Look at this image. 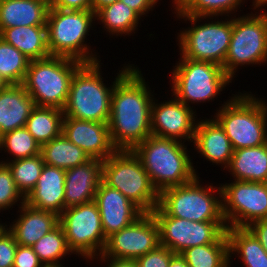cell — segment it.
Here are the masks:
<instances>
[{"label":"cell","mask_w":267,"mask_h":267,"mask_svg":"<svg viewBox=\"0 0 267 267\" xmlns=\"http://www.w3.org/2000/svg\"><path fill=\"white\" fill-rule=\"evenodd\" d=\"M44 267H65V266H44Z\"/></svg>","instance_id":"obj_50"},{"label":"cell","mask_w":267,"mask_h":267,"mask_svg":"<svg viewBox=\"0 0 267 267\" xmlns=\"http://www.w3.org/2000/svg\"><path fill=\"white\" fill-rule=\"evenodd\" d=\"M180 255L189 267H230L229 243H211L187 248Z\"/></svg>","instance_id":"obj_33"},{"label":"cell","mask_w":267,"mask_h":267,"mask_svg":"<svg viewBox=\"0 0 267 267\" xmlns=\"http://www.w3.org/2000/svg\"><path fill=\"white\" fill-rule=\"evenodd\" d=\"M100 61L83 63L73 74L68 99L63 108L64 117L108 123L111 114V96L115 83L133 66L127 64L116 73L107 87L101 76ZM103 80V81H102Z\"/></svg>","instance_id":"obj_3"},{"label":"cell","mask_w":267,"mask_h":267,"mask_svg":"<svg viewBox=\"0 0 267 267\" xmlns=\"http://www.w3.org/2000/svg\"><path fill=\"white\" fill-rule=\"evenodd\" d=\"M102 181L119 190L144 213H151L158 206L159 193L133 150H116L105 159Z\"/></svg>","instance_id":"obj_7"},{"label":"cell","mask_w":267,"mask_h":267,"mask_svg":"<svg viewBox=\"0 0 267 267\" xmlns=\"http://www.w3.org/2000/svg\"><path fill=\"white\" fill-rule=\"evenodd\" d=\"M0 150H6L10 156H13V158H10V161H13L39 155L41 145L34 139L33 135L23 127L0 136Z\"/></svg>","instance_id":"obj_36"},{"label":"cell","mask_w":267,"mask_h":267,"mask_svg":"<svg viewBox=\"0 0 267 267\" xmlns=\"http://www.w3.org/2000/svg\"><path fill=\"white\" fill-rule=\"evenodd\" d=\"M34 107V100L22 84H9L0 91V136L25 127Z\"/></svg>","instance_id":"obj_23"},{"label":"cell","mask_w":267,"mask_h":267,"mask_svg":"<svg viewBox=\"0 0 267 267\" xmlns=\"http://www.w3.org/2000/svg\"><path fill=\"white\" fill-rule=\"evenodd\" d=\"M175 253L159 245L152 251L136 259L138 267H168Z\"/></svg>","instance_id":"obj_39"},{"label":"cell","mask_w":267,"mask_h":267,"mask_svg":"<svg viewBox=\"0 0 267 267\" xmlns=\"http://www.w3.org/2000/svg\"><path fill=\"white\" fill-rule=\"evenodd\" d=\"M24 203L25 197L18 190L10 168L7 164L0 162V213L11 207L14 208L15 204L19 208Z\"/></svg>","instance_id":"obj_37"},{"label":"cell","mask_w":267,"mask_h":267,"mask_svg":"<svg viewBox=\"0 0 267 267\" xmlns=\"http://www.w3.org/2000/svg\"><path fill=\"white\" fill-rule=\"evenodd\" d=\"M82 64L74 59L52 55L31 60L22 85L35 106L63 110L73 74Z\"/></svg>","instance_id":"obj_6"},{"label":"cell","mask_w":267,"mask_h":267,"mask_svg":"<svg viewBox=\"0 0 267 267\" xmlns=\"http://www.w3.org/2000/svg\"><path fill=\"white\" fill-rule=\"evenodd\" d=\"M30 60L14 46L0 38V76L9 84H22Z\"/></svg>","instance_id":"obj_35"},{"label":"cell","mask_w":267,"mask_h":267,"mask_svg":"<svg viewBox=\"0 0 267 267\" xmlns=\"http://www.w3.org/2000/svg\"><path fill=\"white\" fill-rule=\"evenodd\" d=\"M173 68L170 76L171 96L189 107L191 103L214 101L232 83L223 67L212 62L181 57Z\"/></svg>","instance_id":"obj_9"},{"label":"cell","mask_w":267,"mask_h":267,"mask_svg":"<svg viewBox=\"0 0 267 267\" xmlns=\"http://www.w3.org/2000/svg\"><path fill=\"white\" fill-rule=\"evenodd\" d=\"M187 22L191 28L180 30L178 34V46L180 57L197 61H208L223 66L232 36V19L230 17L219 20L217 17H199L189 15H177ZM215 19L208 23H199L202 19ZM230 18V19H229ZM198 22V26L196 23ZM201 24V25H199ZM193 25V26H192Z\"/></svg>","instance_id":"obj_10"},{"label":"cell","mask_w":267,"mask_h":267,"mask_svg":"<svg viewBox=\"0 0 267 267\" xmlns=\"http://www.w3.org/2000/svg\"><path fill=\"white\" fill-rule=\"evenodd\" d=\"M252 1H253L252 7H254V8H251V9H253L254 12L256 9L261 12L262 7L265 6V8H266V6H267V0H252Z\"/></svg>","instance_id":"obj_47"},{"label":"cell","mask_w":267,"mask_h":267,"mask_svg":"<svg viewBox=\"0 0 267 267\" xmlns=\"http://www.w3.org/2000/svg\"><path fill=\"white\" fill-rule=\"evenodd\" d=\"M168 267H189V266L180 254L175 253L172 256Z\"/></svg>","instance_id":"obj_45"},{"label":"cell","mask_w":267,"mask_h":267,"mask_svg":"<svg viewBox=\"0 0 267 267\" xmlns=\"http://www.w3.org/2000/svg\"><path fill=\"white\" fill-rule=\"evenodd\" d=\"M250 93L232 94L213 116L234 150L267 144V102Z\"/></svg>","instance_id":"obj_4"},{"label":"cell","mask_w":267,"mask_h":267,"mask_svg":"<svg viewBox=\"0 0 267 267\" xmlns=\"http://www.w3.org/2000/svg\"><path fill=\"white\" fill-rule=\"evenodd\" d=\"M153 98L151 106V133L154 136L193 142L198 119L196 111L175 96L160 103ZM197 119V120H196Z\"/></svg>","instance_id":"obj_16"},{"label":"cell","mask_w":267,"mask_h":267,"mask_svg":"<svg viewBox=\"0 0 267 267\" xmlns=\"http://www.w3.org/2000/svg\"><path fill=\"white\" fill-rule=\"evenodd\" d=\"M92 10H61L49 7L47 14V43L52 56H61L81 63L98 62L96 52L87 45L92 24L95 23ZM85 42V43H84ZM95 54H93V53Z\"/></svg>","instance_id":"obj_5"},{"label":"cell","mask_w":267,"mask_h":267,"mask_svg":"<svg viewBox=\"0 0 267 267\" xmlns=\"http://www.w3.org/2000/svg\"><path fill=\"white\" fill-rule=\"evenodd\" d=\"M17 246L14 235L2 223L0 225V267H13Z\"/></svg>","instance_id":"obj_38"},{"label":"cell","mask_w":267,"mask_h":267,"mask_svg":"<svg viewBox=\"0 0 267 267\" xmlns=\"http://www.w3.org/2000/svg\"><path fill=\"white\" fill-rule=\"evenodd\" d=\"M40 154L46 165L68 170L85 163L90 158L63 134L41 145Z\"/></svg>","instance_id":"obj_29"},{"label":"cell","mask_w":267,"mask_h":267,"mask_svg":"<svg viewBox=\"0 0 267 267\" xmlns=\"http://www.w3.org/2000/svg\"><path fill=\"white\" fill-rule=\"evenodd\" d=\"M133 151L140 158L158 193L189 183L198 174L189 156L190 151L183 142L150 135Z\"/></svg>","instance_id":"obj_2"},{"label":"cell","mask_w":267,"mask_h":267,"mask_svg":"<svg viewBox=\"0 0 267 267\" xmlns=\"http://www.w3.org/2000/svg\"><path fill=\"white\" fill-rule=\"evenodd\" d=\"M69 249L87 262L101 255L105 248L99 209L94 201L68 207L59 215Z\"/></svg>","instance_id":"obj_13"},{"label":"cell","mask_w":267,"mask_h":267,"mask_svg":"<svg viewBox=\"0 0 267 267\" xmlns=\"http://www.w3.org/2000/svg\"><path fill=\"white\" fill-rule=\"evenodd\" d=\"M20 214L11 225L4 224L14 235L18 245L32 246L59 224L55 212L38 210L26 203L19 207Z\"/></svg>","instance_id":"obj_22"},{"label":"cell","mask_w":267,"mask_h":267,"mask_svg":"<svg viewBox=\"0 0 267 267\" xmlns=\"http://www.w3.org/2000/svg\"><path fill=\"white\" fill-rule=\"evenodd\" d=\"M159 226L160 245L180 254L190 247L229 243L225 221L196 222L168 216L159 206L152 212Z\"/></svg>","instance_id":"obj_12"},{"label":"cell","mask_w":267,"mask_h":267,"mask_svg":"<svg viewBox=\"0 0 267 267\" xmlns=\"http://www.w3.org/2000/svg\"><path fill=\"white\" fill-rule=\"evenodd\" d=\"M220 186L222 212L228 228L248 227L267 218V183L234 180Z\"/></svg>","instance_id":"obj_14"},{"label":"cell","mask_w":267,"mask_h":267,"mask_svg":"<svg viewBox=\"0 0 267 267\" xmlns=\"http://www.w3.org/2000/svg\"><path fill=\"white\" fill-rule=\"evenodd\" d=\"M94 202L96 203L104 232L107 239L112 234L131 225L144 212L125 197L119 190L100 182Z\"/></svg>","instance_id":"obj_17"},{"label":"cell","mask_w":267,"mask_h":267,"mask_svg":"<svg viewBox=\"0 0 267 267\" xmlns=\"http://www.w3.org/2000/svg\"><path fill=\"white\" fill-rule=\"evenodd\" d=\"M0 38L18 49L30 61L50 56L46 26L5 28L0 32Z\"/></svg>","instance_id":"obj_26"},{"label":"cell","mask_w":267,"mask_h":267,"mask_svg":"<svg viewBox=\"0 0 267 267\" xmlns=\"http://www.w3.org/2000/svg\"><path fill=\"white\" fill-rule=\"evenodd\" d=\"M65 172L64 169L44 164L36 186L25 198V203L59 216L65 209Z\"/></svg>","instance_id":"obj_20"},{"label":"cell","mask_w":267,"mask_h":267,"mask_svg":"<svg viewBox=\"0 0 267 267\" xmlns=\"http://www.w3.org/2000/svg\"><path fill=\"white\" fill-rule=\"evenodd\" d=\"M142 71L133 66L115 83L108 122L110 138L117 150H133L151 133L153 92Z\"/></svg>","instance_id":"obj_1"},{"label":"cell","mask_w":267,"mask_h":267,"mask_svg":"<svg viewBox=\"0 0 267 267\" xmlns=\"http://www.w3.org/2000/svg\"><path fill=\"white\" fill-rule=\"evenodd\" d=\"M116 1L119 0H92L91 4H92V11L94 13H96L98 10L102 9L103 7L113 4Z\"/></svg>","instance_id":"obj_46"},{"label":"cell","mask_w":267,"mask_h":267,"mask_svg":"<svg viewBox=\"0 0 267 267\" xmlns=\"http://www.w3.org/2000/svg\"><path fill=\"white\" fill-rule=\"evenodd\" d=\"M246 0H172L176 15L219 17L234 14ZM236 11V12H235Z\"/></svg>","instance_id":"obj_31"},{"label":"cell","mask_w":267,"mask_h":267,"mask_svg":"<svg viewBox=\"0 0 267 267\" xmlns=\"http://www.w3.org/2000/svg\"><path fill=\"white\" fill-rule=\"evenodd\" d=\"M262 12L230 16L232 36L222 67L232 80L239 66L267 63V12Z\"/></svg>","instance_id":"obj_11"},{"label":"cell","mask_w":267,"mask_h":267,"mask_svg":"<svg viewBox=\"0 0 267 267\" xmlns=\"http://www.w3.org/2000/svg\"><path fill=\"white\" fill-rule=\"evenodd\" d=\"M8 165L20 193L26 198L34 189L44 166L42 155L13 161L1 160Z\"/></svg>","instance_id":"obj_34"},{"label":"cell","mask_w":267,"mask_h":267,"mask_svg":"<svg viewBox=\"0 0 267 267\" xmlns=\"http://www.w3.org/2000/svg\"><path fill=\"white\" fill-rule=\"evenodd\" d=\"M159 245L158 223L152 213H144L131 225L108 237L101 255L136 260Z\"/></svg>","instance_id":"obj_15"},{"label":"cell","mask_w":267,"mask_h":267,"mask_svg":"<svg viewBox=\"0 0 267 267\" xmlns=\"http://www.w3.org/2000/svg\"><path fill=\"white\" fill-rule=\"evenodd\" d=\"M141 17L123 2L116 1L95 13V20L104 25L102 28L111 36H127L138 30ZM106 28V29H105ZM132 33V34H131ZM125 34V35H124Z\"/></svg>","instance_id":"obj_28"},{"label":"cell","mask_w":267,"mask_h":267,"mask_svg":"<svg viewBox=\"0 0 267 267\" xmlns=\"http://www.w3.org/2000/svg\"><path fill=\"white\" fill-rule=\"evenodd\" d=\"M98 257H95L92 260L94 261L95 259H100L99 261H101L102 263L107 262L106 267H138L137 262L134 259L111 258L103 257L102 255H99Z\"/></svg>","instance_id":"obj_44"},{"label":"cell","mask_w":267,"mask_h":267,"mask_svg":"<svg viewBox=\"0 0 267 267\" xmlns=\"http://www.w3.org/2000/svg\"><path fill=\"white\" fill-rule=\"evenodd\" d=\"M62 134L89 158L104 161L117 150L111 141L108 123L64 117Z\"/></svg>","instance_id":"obj_18"},{"label":"cell","mask_w":267,"mask_h":267,"mask_svg":"<svg viewBox=\"0 0 267 267\" xmlns=\"http://www.w3.org/2000/svg\"><path fill=\"white\" fill-rule=\"evenodd\" d=\"M247 228L255 235L267 252V218L254 221Z\"/></svg>","instance_id":"obj_43"},{"label":"cell","mask_w":267,"mask_h":267,"mask_svg":"<svg viewBox=\"0 0 267 267\" xmlns=\"http://www.w3.org/2000/svg\"><path fill=\"white\" fill-rule=\"evenodd\" d=\"M132 10H134L140 17L148 14L149 11H153V7L159 0H120Z\"/></svg>","instance_id":"obj_42"},{"label":"cell","mask_w":267,"mask_h":267,"mask_svg":"<svg viewBox=\"0 0 267 267\" xmlns=\"http://www.w3.org/2000/svg\"><path fill=\"white\" fill-rule=\"evenodd\" d=\"M225 170L233 180L267 183V144L234 150Z\"/></svg>","instance_id":"obj_25"},{"label":"cell","mask_w":267,"mask_h":267,"mask_svg":"<svg viewBox=\"0 0 267 267\" xmlns=\"http://www.w3.org/2000/svg\"><path fill=\"white\" fill-rule=\"evenodd\" d=\"M92 0H55L50 7L61 10H92Z\"/></svg>","instance_id":"obj_41"},{"label":"cell","mask_w":267,"mask_h":267,"mask_svg":"<svg viewBox=\"0 0 267 267\" xmlns=\"http://www.w3.org/2000/svg\"><path fill=\"white\" fill-rule=\"evenodd\" d=\"M229 259L238 255L245 267H267V252L247 227L227 228Z\"/></svg>","instance_id":"obj_27"},{"label":"cell","mask_w":267,"mask_h":267,"mask_svg":"<svg viewBox=\"0 0 267 267\" xmlns=\"http://www.w3.org/2000/svg\"><path fill=\"white\" fill-rule=\"evenodd\" d=\"M32 248L44 266H63L62 259L73 254L60 224L40 238Z\"/></svg>","instance_id":"obj_32"},{"label":"cell","mask_w":267,"mask_h":267,"mask_svg":"<svg viewBox=\"0 0 267 267\" xmlns=\"http://www.w3.org/2000/svg\"><path fill=\"white\" fill-rule=\"evenodd\" d=\"M64 113L54 107L35 106L26 121L25 128L43 145L62 134Z\"/></svg>","instance_id":"obj_30"},{"label":"cell","mask_w":267,"mask_h":267,"mask_svg":"<svg viewBox=\"0 0 267 267\" xmlns=\"http://www.w3.org/2000/svg\"><path fill=\"white\" fill-rule=\"evenodd\" d=\"M13 267H44L32 246L18 245Z\"/></svg>","instance_id":"obj_40"},{"label":"cell","mask_w":267,"mask_h":267,"mask_svg":"<svg viewBox=\"0 0 267 267\" xmlns=\"http://www.w3.org/2000/svg\"><path fill=\"white\" fill-rule=\"evenodd\" d=\"M103 161L90 158L65 172V209L94 201L102 181Z\"/></svg>","instance_id":"obj_19"},{"label":"cell","mask_w":267,"mask_h":267,"mask_svg":"<svg viewBox=\"0 0 267 267\" xmlns=\"http://www.w3.org/2000/svg\"><path fill=\"white\" fill-rule=\"evenodd\" d=\"M199 178L197 175L189 183L162 190L158 206L172 217L196 222L225 221L221 186H204Z\"/></svg>","instance_id":"obj_8"},{"label":"cell","mask_w":267,"mask_h":267,"mask_svg":"<svg viewBox=\"0 0 267 267\" xmlns=\"http://www.w3.org/2000/svg\"><path fill=\"white\" fill-rule=\"evenodd\" d=\"M193 147L207 161L226 169L234 153L233 146L224 129L214 119L198 120L193 140Z\"/></svg>","instance_id":"obj_21"},{"label":"cell","mask_w":267,"mask_h":267,"mask_svg":"<svg viewBox=\"0 0 267 267\" xmlns=\"http://www.w3.org/2000/svg\"><path fill=\"white\" fill-rule=\"evenodd\" d=\"M8 85L9 83L0 76V91L4 90Z\"/></svg>","instance_id":"obj_48"},{"label":"cell","mask_w":267,"mask_h":267,"mask_svg":"<svg viewBox=\"0 0 267 267\" xmlns=\"http://www.w3.org/2000/svg\"><path fill=\"white\" fill-rule=\"evenodd\" d=\"M49 7L44 0H0V32L17 26H46Z\"/></svg>","instance_id":"obj_24"},{"label":"cell","mask_w":267,"mask_h":267,"mask_svg":"<svg viewBox=\"0 0 267 267\" xmlns=\"http://www.w3.org/2000/svg\"><path fill=\"white\" fill-rule=\"evenodd\" d=\"M46 1L49 5H51L55 0H44Z\"/></svg>","instance_id":"obj_49"}]
</instances>
